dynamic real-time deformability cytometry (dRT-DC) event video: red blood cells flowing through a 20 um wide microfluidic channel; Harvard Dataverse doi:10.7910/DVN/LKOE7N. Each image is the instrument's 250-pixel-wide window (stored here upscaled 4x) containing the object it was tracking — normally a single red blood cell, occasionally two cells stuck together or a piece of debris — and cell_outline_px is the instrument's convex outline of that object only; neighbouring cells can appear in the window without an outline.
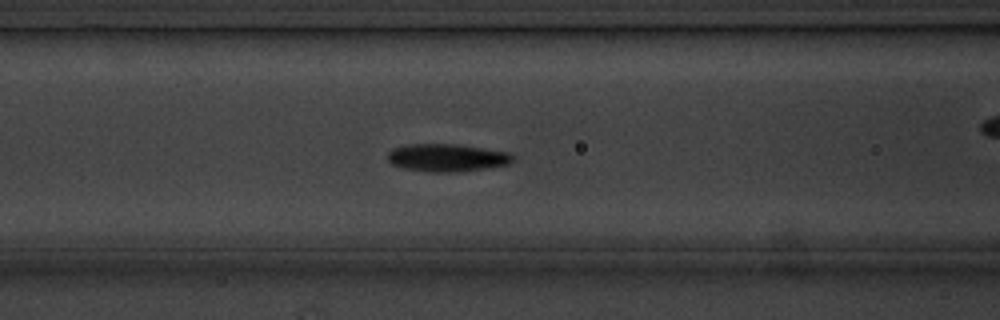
{"species": "common noctule bat (a hibernating species)", "species_latin": "Nyctalus noctula", "temperature_condition": "cold", "stored_images_in_passage": 50, "camera_frame_rate_fps": 3000, "um_per_image_px": 0.085, "animal": {"sex": "male", "body_mass_g": 20.1, "forearm_length_mm": 53.5}, "frame": {"image": 1, "passage_image": 15, "time_ms": 4.667, "image_size_px": [1000, 320], "cell_outline_px": [[516, 160], [512, 164], [488, 168], [456, 172], [428, 172], [404, 168], [392, 164], [388, 160], [388, 152], [392, 148], [408, 144], [456, 144], [508, 152], [516, 156]], "centroid_in_image_um": [38.05, 13.41], "position_along_channel_um": 128.6, "area_um2": 20.46}}
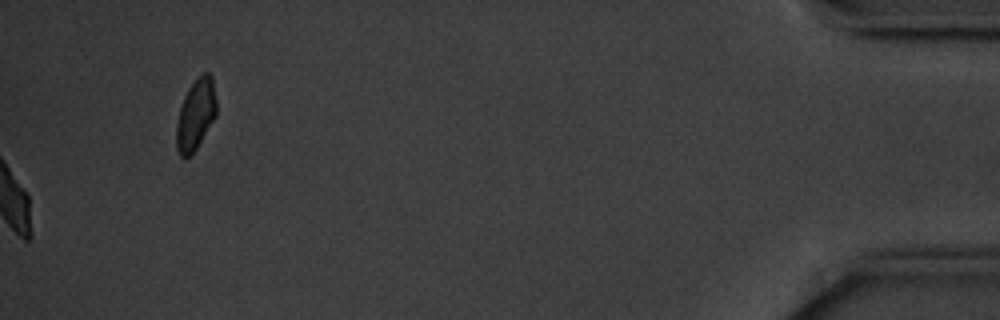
{"frame": {"image": 2, "passage_image": 50, "time_ms": 16.333, "image_size_px": [1000, 320], "cell_outline_px": [[216, 116], [192, 156], [184, 160], [180, 156], [176, 148], [176, 124], [180, 108], [184, 96], [188, 88], [196, 76], [204, 72], [208, 72], [212, 76], [216, 100]], "centroid_in_image_um": [16.62, 9.76], "position_along_channel_um": 418.6, "area_um2": 16.94}, "authors_computed_cell_mechanics": {"area_um2": 19.4208, "velocity_mm_per_s": 3.5234, "shape_relaxation_time_tau1_ms": 2.1283, "shape_relaxation_time_tau2_ms": 7.0267, "deformation_change_tau1": 0.1261, "deformation_change_tau2": 0.0882}}